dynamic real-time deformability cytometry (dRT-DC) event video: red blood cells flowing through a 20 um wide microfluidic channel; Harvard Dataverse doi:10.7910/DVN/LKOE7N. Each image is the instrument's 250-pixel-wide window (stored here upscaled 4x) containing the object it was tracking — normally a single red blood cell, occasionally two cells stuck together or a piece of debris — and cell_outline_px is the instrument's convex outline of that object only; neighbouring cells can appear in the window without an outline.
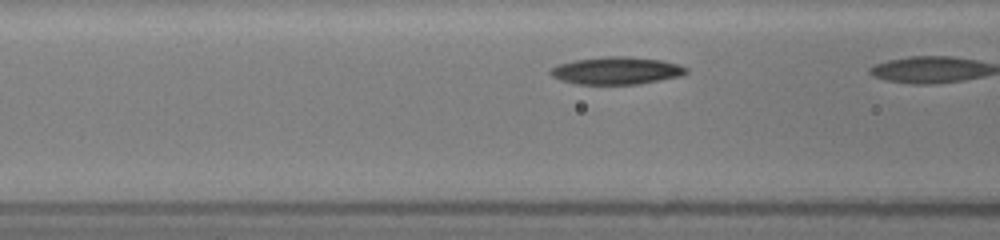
{"species": "common noctule bat (a hibernating species)", "species_latin": "Nyctalus noctula", "temperature_condition": "room temperature", "stored_images_in_passage": 5, "camera_frame_rate_fps": 3000, "um_per_image_px": 0.085, "animal": {"sex": "female", "body_mass_g": 19.5, "forearm_length_mm": 54.1}, "frame": {"image": 1, "passage_image": 4, "time_ms": 1.0, "image_size_px": [1000, 240], "cell_outline_px": [[688, 72], [680, 76], [640, 84], [576, 84], [560, 80], [552, 76], [548, 72], [548, 68], [560, 64], [576, 60], [604, 56], [628, 56], [660, 60], [680, 64], [688, 68]], "centroid_in_image_um": [52.39, 6.0], "position_along_channel_um": 114.2, "area_um2": 21.85}}